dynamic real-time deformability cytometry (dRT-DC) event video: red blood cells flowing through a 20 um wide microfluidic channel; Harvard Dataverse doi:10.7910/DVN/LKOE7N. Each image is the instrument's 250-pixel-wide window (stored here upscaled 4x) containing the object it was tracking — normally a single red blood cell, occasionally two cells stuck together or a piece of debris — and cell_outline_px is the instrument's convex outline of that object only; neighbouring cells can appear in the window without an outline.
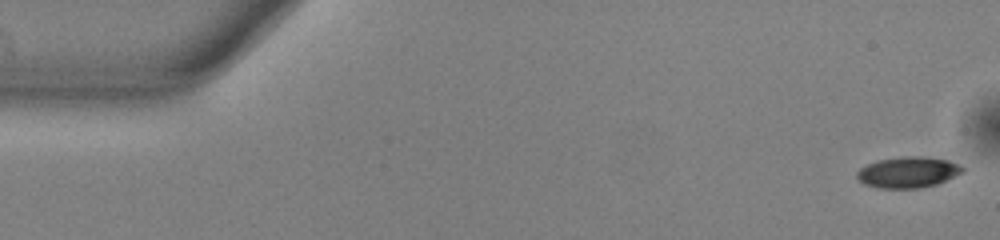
{"species": "common noctule bat (a hibernating species)", "species_latin": "Nyctalus noctula", "temperature_condition": "warm", "stored_images_in_passage": 52, "camera_frame_rate_fps": 3000, "um_per_image_px": 0.085, "animal": {"sex": "male", "body_mass_g": 13.0, "forearm_length_mm": 53.1}, "frame": {"image": 1, "passage_image": 1, "time_ms": 0.0, "image_size_px": [1000, 240], "cell_outline_px": [[964, 172], [936, 184], [920, 188], [880, 188], [864, 184], [856, 176], [856, 172], [860, 168], [876, 160], [904, 156], [920, 156], [948, 160], [960, 164], [964, 168]], "centroid_in_image_um": [77.18, 14.63], "position_along_channel_um": 7.8, "area_um2": 19.07}}
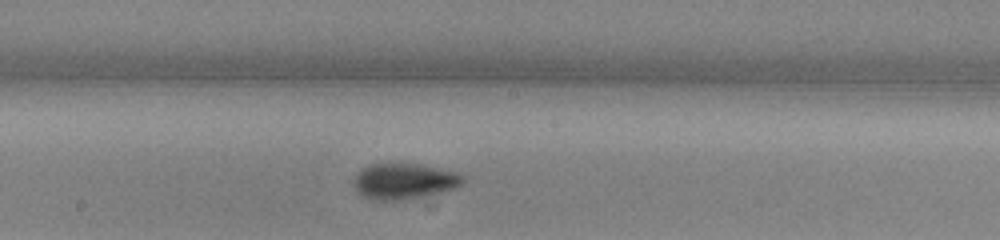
{"frame": {"image": 2, "passage_image": 28, "time_ms": 9.0, "image_size_px": [1000, 240], "cell_outline_px": [[464, 180], [460, 184], [452, 188], [440, 192], [420, 196], [396, 200], [368, 200], [356, 192], [352, 184], [352, 180], [356, 172], [360, 168], [372, 164], [396, 160], [420, 164], [456, 172], [464, 176]], "centroid_in_image_um": [34.22, 15.35], "position_along_channel_um": 214.0, "area_um2": 23.41}}
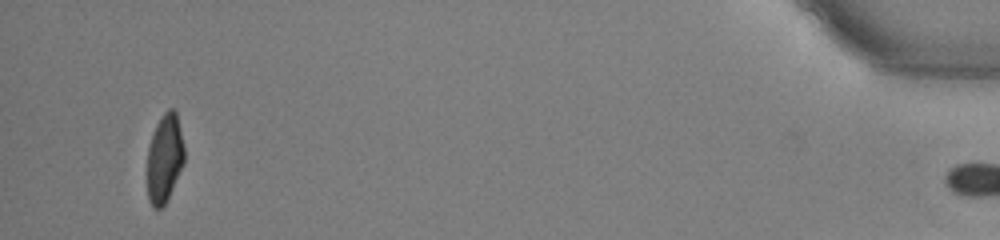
{"frame": {"image": 3, "passage_image": 51, "time_ms": 16.667, "image_size_px": [1000, 240], "cell_outline_px": [[184, 164], [168, 200], [160, 208], [152, 208], [148, 200], [148, 148], [156, 124], [164, 112], [168, 108], [172, 108], [176, 112], [184, 148]], "centroid_in_image_um": [14.0, 13.49], "position_along_channel_um": 421.2, "area_um2": 19.07}, "authors_computed_cell_mechanics": {"area_um2": 20.5479, "velocity_mm_per_s": 3.829, "shape_relaxation_time_tau1_ms": 2.965, "shape_relaxation_time_tau2_ms": 2.1946, "deformation_change_tau1": 0.1374, "deformation_change_tau2": 0.0784}}